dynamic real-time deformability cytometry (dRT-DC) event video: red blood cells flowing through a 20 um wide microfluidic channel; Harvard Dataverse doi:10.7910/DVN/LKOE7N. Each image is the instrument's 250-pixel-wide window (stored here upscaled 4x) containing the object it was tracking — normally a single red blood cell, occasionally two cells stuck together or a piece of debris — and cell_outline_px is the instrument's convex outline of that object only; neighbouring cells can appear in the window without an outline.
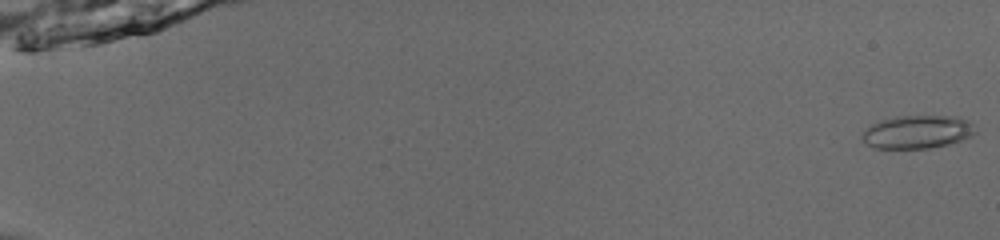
{"species": "common noctule bat (a hibernating species)", "species_latin": "Nyctalus noctula", "temperature_condition": "room temperature", "stored_images_in_passage": 53, "camera_frame_rate_fps": 3000, "um_per_image_px": 0.085, "animal": {"sex": "male", "body_mass_g": 13.0, "forearm_length_mm": 53.1}, "frame": {"image": 1, "passage_image": 1, "time_ms": 0.0, "image_size_px": [1000, 240], "cell_outline_px": [[976, 132], [972, 136], [948, 144], [928, 148], [876, 148], [868, 144], [860, 136], [872, 124], [896, 116], [956, 116], [968, 120], [972, 124]], "centroid_in_image_um": [78.01, 11.21], "position_along_channel_um": 7.0, "area_um2": 21.56}}
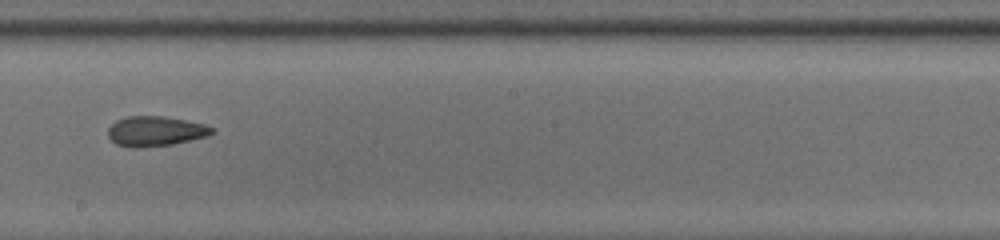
{"frame": {"image": 2, "passage_image": 33, "time_ms": 10.667, "image_size_px": [1000, 240], "cell_outline_px": [[216, 132], [208, 136], [172, 144], [132, 148], [116, 144], [108, 136], [108, 128], [116, 120], [128, 116], [164, 116], [204, 124], [216, 128]], "centroid_in_image_um": [13.23, 11.15], "position_along_channel_um": 235.0, "area_um2": 18.15}}
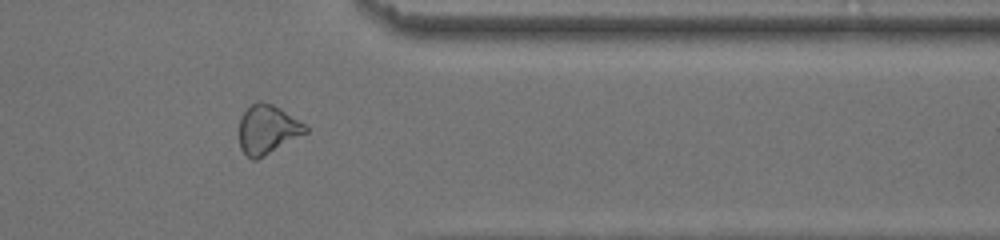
{"frame": {"image": 3, "passage_image": 45, "time_ms": 14.667, "image_size_px": [1000, 240], "cell_outline_px": [[308, 132], [256, 160], [252, 160], [240, 148], [240, 120], [244, 112], [252, 104], [260, 100], [272, 104], [280, 108], [304, 124], [308, 128]], "centroid_in_image_um": [22.73, 11.0], "position_along_channel_um": 388.7, "area_um2": 18.61}, "authors_computed_cell_mechanics": {"area_um2": 19.7098, "velocity_mm_per_s": 3.9444, "shape_relaxation_time_tau1_ms": null, "shape_relaxation_time_tau2_ms": 3.2929, "deformation_change_tau1": null, "deformation_change_tau2": 0.1052}}